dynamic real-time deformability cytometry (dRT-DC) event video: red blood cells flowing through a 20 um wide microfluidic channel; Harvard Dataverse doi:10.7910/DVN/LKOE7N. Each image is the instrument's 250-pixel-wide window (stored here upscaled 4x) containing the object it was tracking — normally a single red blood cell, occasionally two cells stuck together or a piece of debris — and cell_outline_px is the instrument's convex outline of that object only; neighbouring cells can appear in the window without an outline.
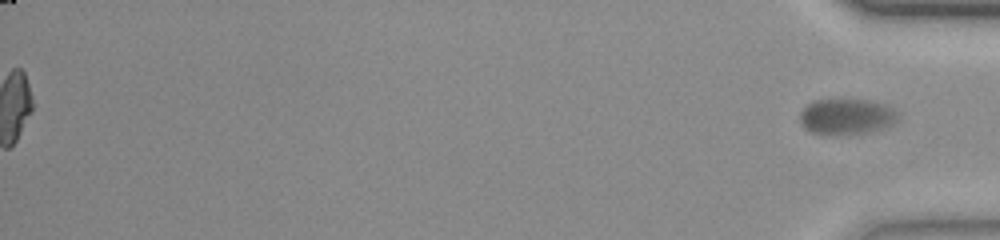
{"species": "common noctule bat (a hibernating species)", "species_latin": "Nyctalus noctula", "temperature_condition": "room temperature", "stored_images_in_passage": 53, "segment_of_instrument_passage": [2, 2], "camera_frame_rate_fps": 3000, "um_per_image_px": 0.085, "animal": {"sex": "female", "body_mass_g": 23.0, "forearm_length_mm": 53.4}, "frame": {"image": 1, "passage_image": 53, "time_ms": 17.333, "image_size_px": [1000, 240], "cell_outline_px": [[896, 120], [892, 124], [884, 128], [864, 132], [812, 132], [800, 120], [800, 112], [812, 100], [868, 100], [884, 104], [892, 108], [896, 112]], "centroid_in_image_um": [71.97, 9.86], "position_along_channel_um": 363.2, "area_um2": 19.36}}